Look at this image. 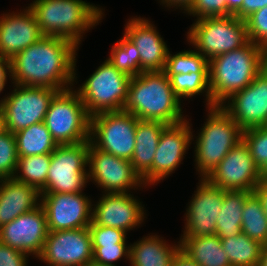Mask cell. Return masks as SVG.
Masks as SVG:
<instances>
[{"label":"cell","instance_id":"cell-1","mask_svg":"<svg viewBox=\"0 0 267 266\" xmlns=\"http://www.w3.org/2000/svg\"><path fill=\"white\" fill-rule=\"evenodd\" d=\"M78 48L70 40L43 36L10 59L12 84L59 91L72 88Z\"/></svg>","mask_w":267,"mask_h":266},{"label":"cell","instance_id":"cell-2","mask_svg":"<svg viewBox=\"0 0 267 266\" xmlns=\"http://www.w3.org/2000/svg\"><path fill=\"white\" fill-rule=\"evenodd\" d=\"M123 110L139 120L159 121L166 125L187 119L164 71L142 72L131 77Z\"/></svg>","mask_w":267,"mask_h":266},{"label":"cell","instance_id":"cell-3","mask_svg":"<svg viewBox=\"0 0 267 266\" xmlns=\"http://www.w3.org/2000/svg\"><path fill=\"white\" fill-rule=\"evenodd\" d=\"M267 66V51L250 40L242 47L209 60L211 107L246 88Z\"/></svg>","mask_w":267,"mask_h":266},{"label":"cell","instance_id":"cell-4","mask_svg":"<svg viewBox=\"0 0 267 266\" xmlns=\"http://www.w3.org/2000/svg\"><path fill=\"white\" fill-rule=\"evenodd\" d=\"M28 8L44 36L61 37L78 47L83 34L104 16L103 8L83 0H34Z\"/></svg>","mask_w":267,"mask_h":266},{"label":"cell","instance_id":"cell-5","mask_svg":"<svg viewBox=\"0 0 267 266\" xmlns=\"http://www.w3.org/2000/svg\"><path fill=\"white\" fill-rule=\"evenodd\" d=\"M195 144V168L199 177L206 178L220 161L243 140V129L220 107L207 109Z\"/></svg>","mask_w":267,"mask_h":266},{"label":"cell","instance_id":"cell-6","mask_svg":"<svg viewBox=\"0 0 267 266\" xmlns=\"http://www.w3.org/2000/svg\"><path fill=\"white\" fill-rule=\"evenodd\" d=\"M187 40L208 60L244 46L248 41L245 20L235 15L195 20Z\"/></svg>","mask_w":267,"mask_h":266},{"label":"cell","instance_id":"cell-7","mask_svg":"<svg viewBox=\"0 0 267 266\" xmlns=\"http://www.w3.org/2000/svg\"><path fill=\"white\" fill-rule=\"evenodd\" d=\"M44 123L58 145L90 140L91 116L73 88L59 91L53 97Z\"/></svg>","mask_w":267,"mask_h":266},{"label":"cell","instance_id":"cell-8","mask_svg":"<svg viewBox=\"0 0 267 266\" xmlns=\"http://www.w3.org/2000/svg\"><path fill=\"white\" fill-rule=\"evenodd\" d=\"M130 80L131 77L117 70L106 59L75 91L80 95L90 116L121 111L127 100Z\"/></svg>","mask_w":267,"mask_h":266},{"label":"cell","instance_id":"cell-9","mask_svg":"<svg viewBox=\"0 0 267 266\" xmlns=\"http://www.w3.org/2000/svg\"><path fill=\"white\" fill-rule=\"evenodd\" d=\"M90 140L58 145L51 153L46 187L41 193L83 192L88 183V150Z\"/></svg>","mask_w":267,"mask_h":266},{"label":"cell","instance_id":"cell-10","mask_svg":"<svg viewBox=\"0 0 267 266\" xmlns=\"http://www.w3.org/2000/svg\"><path fill=\"white\" fill-rule=\"evenodd\" d=\"M137 120L124 110L93 115L90 142L101 151L130 161L136 145Z\"/></svg>","mask_w":267,"mask_h":266},{"label":"cell","instance_id":"cell-11","mask_svg":"<svg viewBox=\"0 0 267 266\" xmlns=\"http://www.w3.org/2000/svg\"><path fill=\"white\" fill-rule=\"evenodd\" d=\"M13 91L3 96L0 104L5 114L6 131L16 133L43 122L53 97L59 92L52 88L13 85Z\"/></svg>","mask_w":267,"mask_h":266},{"label":"cell","instance_id":"cell-12","mask_svg":"<svg viewBox=\"0 0 267 266\" xmlns=\"http://www.w3.org/2000/svg\"><path fill=\"white\" fill-rule=\"evenodd\" d=\"M88 168V180L96 183L95 185L104 190L103 193H127L132 189L146 187L129 160L101 151L91 142Z\"/></svg>","mask_w":267,"mask_h":266},{"label":"cell","instance_id":"cell-13","mask_svg":"<svg viewBox=\"0 0 267 266\" xmlns=\"http://www.w3.org/2000/svg\"><path fill=\"white\" fill-rule=\"evenodd\" d=\"M206 179L224 190L253 192L263 177L251 156L248 145L241 140Z\"/></svg>","mask_w":267,"mask_h":266},{"label":"cell","instance_id":"cell-14","mask_svg":"<svg viewBox=\"0 0 267 266\" xmlns=\"http://www.w3.org/2000/svg\"><path fill=\"white\" fill-rule=\"evenodd\" d=\"M37 258L47 266H85L93 259L89 228L50 231Z\"/></svg>","mask_w":267,"mask_h":266},{"label":"cell","instance_id":"cell-15","mask_svg":"<svg viewBox=\"0 0 267 266\" xmlns=\"http://www.w3.org/2000/svg\"><path fill=\"white\" fill-rule=\"evenodd\" d=\"M220 107L243 129L267 126V66Z\"/></svg>","mask_w":267,"mask_h":266},{"label":"cell","instance_id":"cell-16","mask_svg":"<svg viewBox=\"0 0 267 266\" xmlns=\"http://www.w3.org/2000/svg\"><path fill=\"white\" fill-rule=\"evenodd\" d=\"M92 205V199L82 192L41 193L49 232L89 227Z\"/></svg>","mask_w":267,"mask_h":266},{"label":"cell","instance_id":"cell-17","mask_svg":"<svg viewBox=\"0 0 267 266\" xmlns=\"http://www.w3.org/2000/svg\"><path fill=\"white\" fill-rule=\"evenodd\" d=\"M199 186L186 208L185 230L181 236L216 234V219L222 209L224 189L200 178Z\"/></svg>","mask_w":267,"mask_h":266},{"label":"cell","instance_id":"cell-18","mask_svg":"<svg viewBox=\"0 0 267 266\" xmlns=\"http://www.w3.org/2000/svg\"><path fill=\"white\" fill-rule=\"evenodd\" d=\"M91 224L103 225L128 231L140 226L146 216L142 202L127 193H104L92 205Z\"/></svg>","mask_w":267,"mask_h":266},{"label":"cell","instance_id":"cell-19","mask_svg":"<svg viewBox=\"0 0 267 266\" xmlns=\"http://www.w3.org/2000/svg\"><path fill=\"white\" fill-rule=\"evenodd\" d=\"M49 233L46 214L40 205L0 227V242L38 257Z\"/></svg>","mask_w":267,"mask_h":266},{"label":"cell","instance_id":"cell-20","mask_svg":"<svg viewBox=\"0 0 267 266\" xmlns=\"http://www.w3.org/2000/svg\"><path fill=\"white\" fill-rule=\"evenodd\" d=\"M191 126L186 119L163 129L152 164V185L169 177L185 158L187 149L194 141Z\"/></svg>","mask_w":267,"mask_h":266},{"label":"cell","instance_id":"cell-21","mask_svg":"<svg viewBox=\"0 0 267 266\" xmlns=\"http://www.w3.org/2000/svg\"><path fill=\"white\" fill-rule=\"evenodd\" d=\"M128 20L123 34L139 52L141 71H163L169 48L156 26L140 16Z\"/></svg>","mask_w":267,"mask_h":266},{"label":"cell","instance_id":"cell-22","mask_svg":"<svg viewBox=\"0 0 267 266\" xmlns=\"http://www.w3.org/2000/svg\"><path fill=\"white\" fill-rule=\"evenodd\" d=\"M0 17V56L11 59L44 35L31 10L7 12Z\"/></svg>","mask_w":267,"mask_h":266},{"label":"cell","instance_id":"cell-23","mask_svg":"<svg viewBox=\"0 0 267 266\" xmlns=\"http://www.w3.org/2000/svg\"><path fill=\"white\" fill-rule=\"evenodd\" d=\"M41 205V192L14 178L0 179V227Z\"/></svg>","mask_w":267,"mask_h":266},{"label":"cell","instance_id":"cell-24","mask_svg":"<svg viewBox=\"0 0 267 266\" xmlns=\"http://www.w3.org/2000/svg\"><path fill=\"white\" fill-rule=\"evenodd\" d=\"M166 126L159 121L137 120L136 145L130 162L145 186L152 185V164L159 138Z\"/></svg>","mask_w":267,"mask_h":266},{"label":"cell","instance_id":"cell-25","mask_svg":"<svg viewBox=\"0 0 267 266\" xmlns=\"http://www.w3.org/2000/svg\"><path fill=\"white\" fill-rule=\"evenodd\" d=\"M148 235L129 245L130 266H171L180 251V242L171 245L157 234Z\"/></svg>","mask_w":267,"mask_h":266},{"label":"cell","instance_id":"cell-26","mask_svg":"<svg viewBox=\"0 0 267 266\" xmlns=\"http://www.w3.org/2000/svg\"><path fill=\"white\" fill-rule=\"evenodd\" d=\"M179 242L180 251L200 266H231L216 234L181 236Z\"/></svg>","mask_w":267,"mask_h":266},{"label":"cell","instance_id":"cell-27","mask_svg":"<svg viewBox=\"0 0 267 266\" xmlns=\"http://www.w3.org/2000/svg\"><path fill=\"white\" fill-rule=\"evenodd\" d=\"M252 192L225 190L222 209L216 219V235L229 238L242 232V211L246 198Z\"/></svg>","mask_w":267,"mask_h":266},{"label":"cell","instance_id":"cell-28","mask_svg":"<svg viewBox=\"0 0 267 266\" xmlns=\"http://www.w3.org/2000/svg\"><path fill=\"white\" fill-rule=\"evenodd\" d=\"M19 157L51 154L58 144L44 121L14 133Z\"/></svg>","mask_w":267,"mask_h":266},{"label":"cell","instance_id":"cell-29","mask_svg":"<svg viewBox=\"0 0 267 266\" xmlns=\"http://www.w3.org/2000/svg\"><path fill=\"white\" fill-rule=\"evenodd\" d=\"M225 255L231 266H259L264 247L241 232L229 238H220Z\"/></svg>","mask_w":267,"mask_h":266},{"label":"cell","instance_id":"cell-30","mask_svg":"<svg viewBox=\"0 0 267 266\" xmlns=\"http://www.w3.org/2000/svg\"><path fill=\"white\" fill-rule=\"evenodd\" d=\"M50 162L51 154L19 157L13 178L41 192L46 187Z\"/></svg>","mask_w":267,"mask_h":266},{"label":"cell","instance_id":"cell-31","mask_svg":"<svg viewBox=\"0 0 267 266\" xmlns=\"http://www.w3.org/2000/svg\"><path fill=\"white\" fill-rule=\"evenodd\" d=\"M241 230L249 238L267 246V217L260 200L253 192L244 204Z\"/></svg>","mask_w":267,"mask_h":266},{"label":"cell","instance_id":"cell-32","mask_svg":"<svg viewBox=\"0 0 267 266\" xmlns=\"http://www.w3.org/2000/svg\"><path fill=\"white\" fill-rule=\"evenodd\" d=\"M169 80L174 94L180 101H183L182 98H192L193 96L200 95V93H206V108H211L208 73L175 74L172 75Z\"/></svg>","mask_w":267,"mask_h":266},{"label":"cell","instance_id":"cell-33","mask_svg":"<svg viewBox=\"0 0 267 266\" xmlns=\"http://www.w3.org/2000/svg\"><path fill=\"white\" fill-rule=\"evenodd\" d=\"M209 60L194 50H182L175 55L168 51L164 72L168 78L175 74L208 73Z\"/></svg>","mask_w":267,"mask_h":266},{"label":"cell","instance_id":"cell-34","mask_svg":"<svg viewBox=\"0 0 267 266\" xmlns=\"http://www.w3.org/2000/svg\"><path fill=\"white\" fill-rule=\"evenodd\" d=\"M107 59L117 70L127 74L129 77L142 73L139 52L136 46L124 34L112 46L110 56Z\"/></svg>","mask_w":267,"mask_h":266},{"label":"cell","instance_id":"cell-35","mask_svg":"<svg viewBox=\"0 0 267 266\" xmlns=\"http://www.w3.org/2000/svg\"><path fill=\"white\" fill-rule=\"evenodd\" d=\"M243 140L248 145L255 164L263 178H267V126L243 130Z\"/></svg>","mask_w":267,"mask_h":266},{"label":"cell","instance_id":"cell-36","mask_svg":"<svg viewBox=\"0 0 267 266\" xmlns=\"http://www.w3.org/2000/svg\"><path fill=\"white\" fill-rule=\"evenodd\" d=\"M19 156L14 134L5 131L0 134V179L13 178Z\"/></svg>","mask_w":267,"mask_h":266},{"label":"cell","instance_id":"cell-37","mask_svg":"<svg viewBox=\"0 0 267 266\" xmlns=\"http://www.w3.org/2000/svg\"><path fill=\"white\" fill-rule=\"evenodd\" d=\"M248 39L267 51V6L245 19Z\"/></svg>","mask_w":267,"mask_h":266},{"label":"cell","instance_id":"cell-38","mask_svg":"<svg viewBox=\"0 0 267 266\" xmlns=\"http://www.w3.org/2000/svg\"><path fill=\"white\" fill-rule=\"evenodd\" d=\"M92 247H104L115 244H127V233L123 230L103 225L90 224Z\"/></svg>","mask_w":267,"mask_h":266},{"label":"cell","instance_id":"cell-39","mask_svg":"<svg viewBox=\"0 0 267 266\" xmlns=\"http://www.w3.org/2000/svg\"><path fill=\"white\" fill-rule=\"evenodd\" d=\"M195 20L208 17L227 16V5L225 0H194L191 7L185 12Z\"/></svg>","mask_w":267,"mask_h":266},{"label":"cell","instance_id":"cell-40","mask_svg":"<svg viewBox=\"0 0 267 266\" xmlns=\"http://www.w3.org/2000/svg\"><path fill=\"white\" fill-rule=\"evenodd\" d=\"M93 259L96 262L115 265V262L124 257L129 260L130 246L127 244H115L104 247H92ZM126 256V257H125ZM114 262V263H113Z\"/></svg>","mask_w":267,"mask_h":266},{"label":"cell","instance_id":"cell-41","mask_svg":"<svg viewBox=\"0 0 267 266\" xmlns=\"http://www.w3.org/2000/svg\"><path fill=\"white\" fill-rule=\"evenodd\" d=\"M29 256L0 242V266H28Z\"/></svg>","mask_w":267,"mask_h":266},{"label":"cell","instance_id":"cell-42","mask_svg":"<svg viewBox=\"0 0 267 266\" xmlns=\"http://www.w3.org/2000/svg\"><path fill=\"white\" fill-rule=\"evenodd\" d=\"M267 6V0H243L242 20H245L252 13Z\"/></svg>","mask_w":267,"mask_h":266},{"label":"cell","instance_id":"cell-43","mask_svg":"<svg viewBox=\"0 0 267 266\" xmlns=\"http://www.w3.org/2000/svg\"><path fill=\"white\" fill-rule=\"evenodd\" d=\"M253 193L258 197L262 204V208L267 217V178H263L258 186L253 190Z\"/></svg>","mask_w":267,"mask_h":266},{"label":"cell","instance_id":"cell-44","mask_svg":"<svg viewBox=\"0 0 267 266\" xmlns=\"http://www.w3.org/2000/svg\"><path fill=\"white\" fill-rule=\"evenodd\" d=\"M161 2V5H164L168 8H175L183 10L185 13L193 4L194 0H159Z\"/></svg>","mask_w":267,"mask_h":266},{"label":"cell","instance_id":"cell-45","mask_svg":"<svg viewBox=\"0 0 267 266\" xmlns=\"http://www.w3.org/2000/svg\"><path fill=\"white\" fill-rule=\"evenodd\" d=\"M227 5V16L235 15L242 20L243 0H225Z\"/></svg>","mask_w":267,"mask_h":266},{"label":"cell","instance_id":"cell-46","mask_svg":"<svg viewBox=\"0 0 267 266\" xmlns=\"http://www.w3.org/2000/svg\"><path fill=\"white\" fill-rule=\"evenodd\" d=\"M171 266H200L196 264L194 261L190 260L185 254L181 251L177 253L174 257Z\"/></svg>","mask_w":267,"mask_h":266},{"label":"cell","instance_id":"cell-47","mask_svg":"<svg viewBox=\"0 0 267 266\" xmlns=\"http://www.w3.org/2000/svg\"><path fill=\"white\" fill-rule=\"evenodd\" d=\"M0 74H11L10 59L0 56Z\"/></svg>","mask_w":267,"mask_h":266},{"label":"cell","instance_id":"cell-48","mask_svg":"<svg viewBox=\"0 0 267 266\" xmlns=\"http://www.w3.org/2000/svg\"><path fill=\"white\" fill-rule=\"evenodd\" d=\"M6 131V126H5V114L3 110L2 104H0V134L4 133Z\"/></svg>","mask_w":267,"mask_h":266},{"label":"cell","instance_id":"cell-49","mask_svg":"<svg viewBox=\"0 0 267 266\" xmlns=\"http://www.w3.org/2000/svg\"><path fill=\"white\" fill-rule=\"evenodd\" d=\"M259 266H267V246L262 249Z\"/></svg>","mask_w":267,"mask_h":266},{"label":"cell","instance_id":"cell-50","mask_svg":"<svg viewBox=\"0 0 267 266\" xmlns=\"http://www.w3.org/2000/svg\"><path fill=\"white\" fill-rule=\"evenodd\" d=\"M10 77L11 74H0V93L4 90L7 83V77Z\"/></svg>","mask_w":267,"mask_h":266},{"label":"cell","instance_id":"cell-51","mask_svg":"<svg viewBox=\"0 0 267 266\" xmlns=\"http://www.w3.org/2000/svg\"><path fill=\"white\" fill-rule=\"evenodd\" d=\"M85 266H113V265L103 264V263H99V262L92 260L89 263H87Z\"/></svg>","mask_w":267,"mask_h":266}]
</instances>
